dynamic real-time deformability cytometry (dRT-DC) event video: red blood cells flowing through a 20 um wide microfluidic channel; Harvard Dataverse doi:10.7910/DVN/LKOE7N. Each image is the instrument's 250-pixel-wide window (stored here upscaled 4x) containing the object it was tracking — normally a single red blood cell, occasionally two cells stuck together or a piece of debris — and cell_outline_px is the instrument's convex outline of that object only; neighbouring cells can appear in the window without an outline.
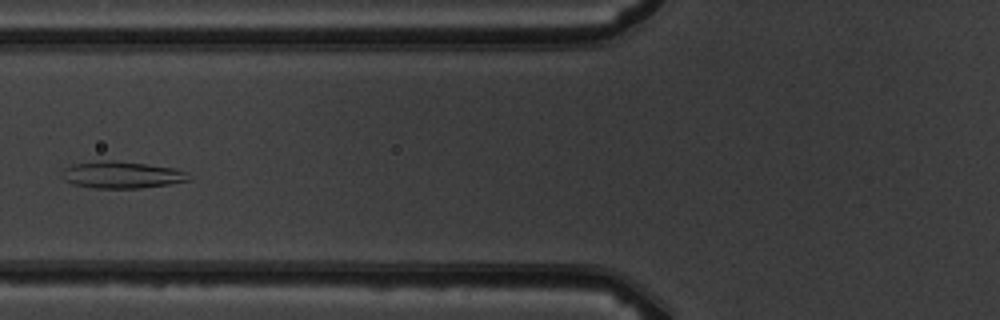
{"species": "common noctule bat (a hibernating species)", "species_latin": "Nyctalus noctula", "temperature_condition": "warm", "stored_images_in_passage": 5, "camera_frame_rate_fps": 3000, "um_per_image_px": 0.085, "animal": {"sex": "male", "body_mass_g": 19.5, "forearm_length_mm": 54.6}, "frame": {"image": 1, "passage_image": 4, "time_ms": 4.333, "image_size_px": [1000, 320], "cell_outline_px": [[192, 180], [168, 184], [140, 188], [92, 188], [72, 184], [64, 180], [60, 176], [60, 172], [64, 168], [72, 164], [104, 160], [112, 160], [176, 168], [188, 172]], "centroid_in_image_um": [10.32, 14.86], "position_along_channel_um": 115.5, "area_um2": 20.06}}